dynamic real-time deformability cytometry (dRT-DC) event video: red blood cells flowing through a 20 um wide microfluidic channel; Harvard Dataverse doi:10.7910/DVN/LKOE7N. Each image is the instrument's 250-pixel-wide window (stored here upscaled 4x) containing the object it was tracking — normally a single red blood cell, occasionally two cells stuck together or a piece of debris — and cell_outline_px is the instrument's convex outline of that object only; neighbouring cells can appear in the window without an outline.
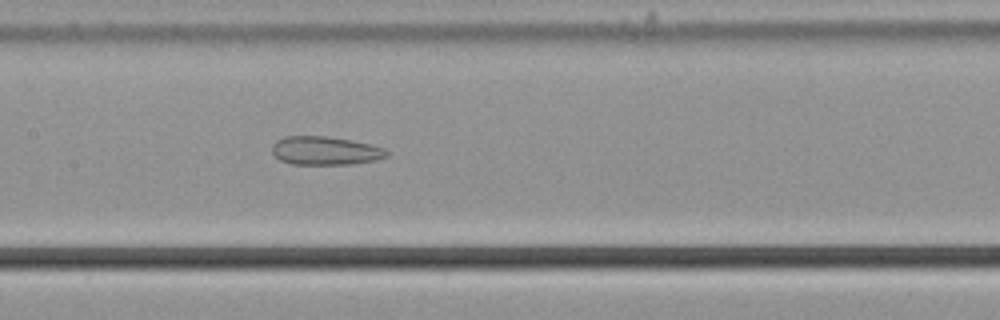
{"species": "common noctule bat (a hibernating species)", "species_latin": "Nyctalus noctula", "temperature_condition": "cold", "stored_images_in_passage": 55, "camera_frame_rate_fps": 3000, "um_per_image_px": 0.085, "animal": {"sex": "male", "body_mass_g": 21.5, "forearm_length_mm": 52.0}, "frame": {"image": 1, "passage_image": 27, "time_ms": 8.667, "image_size_px": [1000, 320], "cell_outline_px": [[388, 156], [376, 160], [352, 164], [292, 164], [280, 160], [272, 152], [272, 144], [276, 140], [284, 136], [328, 136], [352, 140], [384, 148], [388, 152]], "centroid_in_image_um": [27.63, 12.8], "position_along_channel_um": 179.8, "area_um2": 19.07}}
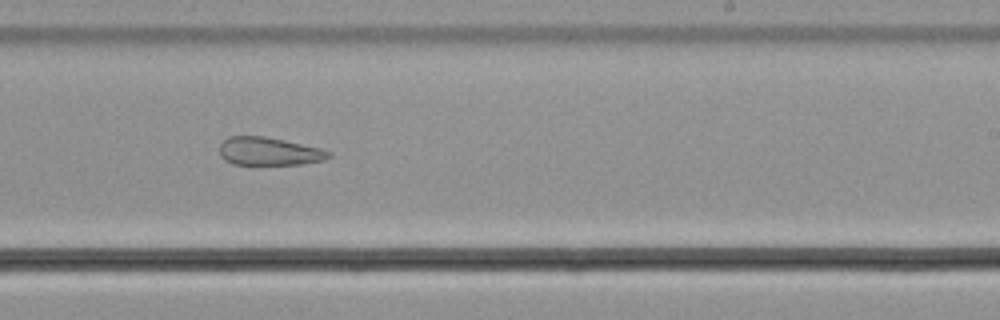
{"frame": {"image": 2, "passage_image": 34, "time_ms": 11.0, "image_size_px": [1000, 320], "cell_outline_px": [[332, 156], [324, 160], [304, 164], [232, 164], [224, 160], [220, 156], [220, 144], [228, 136], [264, 136], [284, 140], [320, 148], [332, 152]], "centroid_in_image_um": [22.87, 12.86], "position_along_channel_um": 266.1, "area_um2": 17.92}}
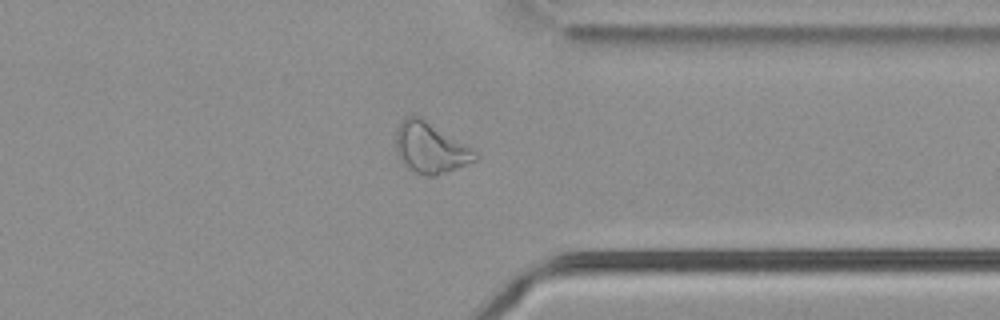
{"frame": {"image": 3, "passage_image": 43, "time_ms": 14.0, "image_size_px": [1000, 320], "cell_outline_px": [[480, 156], [476, 160], [436, 176], [428, 176], [416, 172], [408, 168], [400, 160], [396, 152], [396, 128], [408, 116], [420, 116], [476, 152]], "centroid_in_image_um": [36.55, 12.58], "position_along_channel_um": 374.9, "area_um2": 22.89}, "authors_computed_cell_mechanics": {"area_um2": 25.8366, "velocity_mm_per_s": 3.7198, "shape_relaxation_time_tau1_ms": null, "shape_relaxation_time_tau2_ms": 3.6129, "deformation_change_tau1": null, "deformation_change_tau2": 0.1142}}